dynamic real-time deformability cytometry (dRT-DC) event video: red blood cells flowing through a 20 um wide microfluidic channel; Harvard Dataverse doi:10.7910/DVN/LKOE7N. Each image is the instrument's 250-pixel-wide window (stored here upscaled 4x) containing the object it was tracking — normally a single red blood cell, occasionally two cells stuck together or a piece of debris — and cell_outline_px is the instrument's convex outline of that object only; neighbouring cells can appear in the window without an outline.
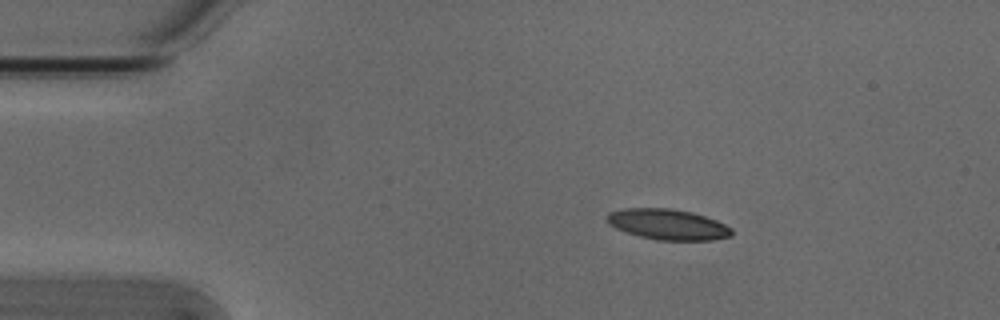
{"species": "Egyptian fruit bat (a non-hibernating species)", "species_latin": "Rousettus aegyptiacus", "temperature_condition": "cold", "stored_images_in_passage": 45, "camera_frame_rate_fps": 3000, "um_per_image_px": 0.085, "animal": {"sex": "male"}, "frame": {"image": 1, "passage_image": 1, "time_ms": 0.0, "image_size_px": [1000, 320], "cell_outline_px": [[732, 236], [712, 240], [656, 240], [640, 236], [616, 228], [608, 224], [604, 220], [608, 212], [624, 208], [672, 208], [692, 212], [716, 220], [732, 228]], "centroid_in_image_um": [56.74, 19.06], "position_along_channel_um": 28.3, "area_um2": 22.37}}
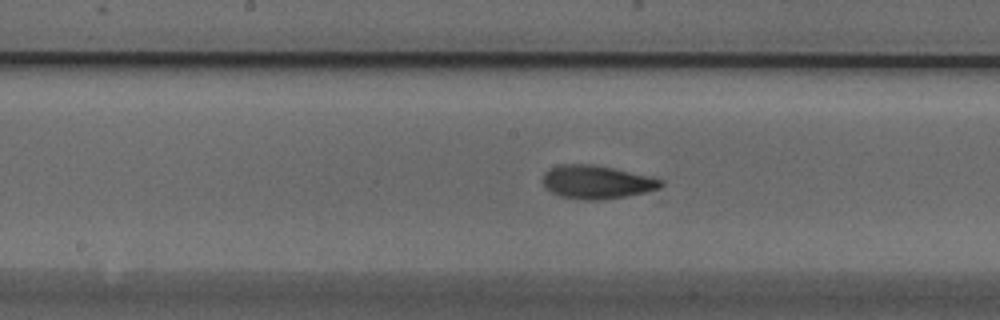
{"frame": {"image": 2, "passage_image": 19, "time_ms": 6.0, "image_size_px": [1000, 320], "cell_outline_px": [[664, 184], [660, 188], [644, 192], [604, 200], [584, 200], [560, 196], [552, 192], [544, 184], [544, 172], [548, 168], [560, 164], [592, 164], [656, 176], [664, 180]], "centroid_in_image_um": [50.78, 15.46], "position_along_channel_um": 197.4, "area_um2": 23.18}}
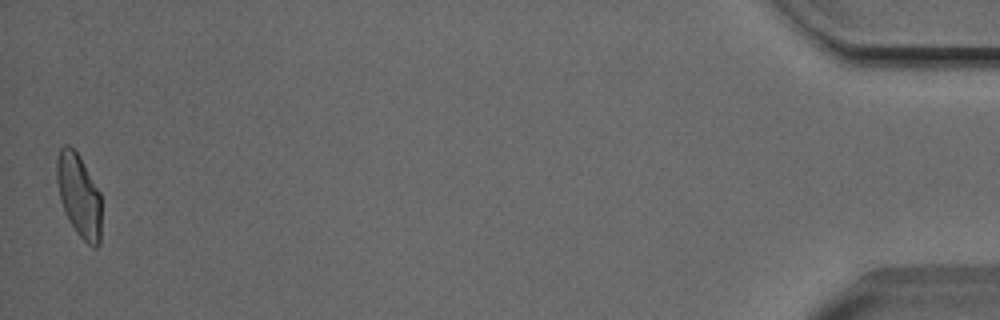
{"frame": {"image": 3, "passage_image": 45, "time_ms": 14.667, "image_size_px": [1000, 320], "cell_outline_px": [[100, 244], [96, 248], [92, 248], [76, 232], [64, 212], [60, 200], [56, 180], [56, 160], [60, 148], [64, 144], [68, 144], [80, 156], [100, 192]], "centroid_in_image_um": [6.69, 16.6], "position_along_channel_um": 428.5, "area_um2": 21.73}, "authors_computed_cell_mechanics": {"area_um2": 22.3108, "velocity_mm_per_s": 3.7931, "shape_relaxation_time_tau1_ms": 5.8098, "shape_relaxation_time_tau2_ms": 2.6646, "deformation_change_tau1": 0.171, "deformation_change_tau2": 0.0811}}